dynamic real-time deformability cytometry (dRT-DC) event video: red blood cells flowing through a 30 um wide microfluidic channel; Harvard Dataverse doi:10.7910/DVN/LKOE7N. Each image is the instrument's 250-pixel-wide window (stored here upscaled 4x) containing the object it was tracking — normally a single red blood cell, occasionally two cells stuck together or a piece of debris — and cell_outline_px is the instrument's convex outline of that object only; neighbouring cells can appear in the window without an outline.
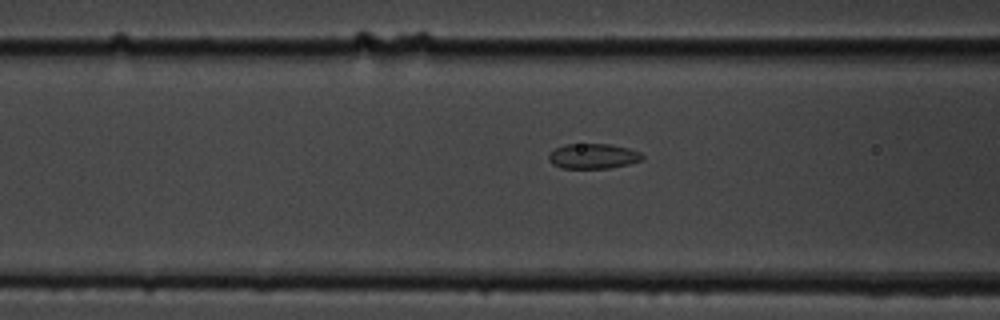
{"species": "common noctule bat (a hibernating species)", "species_latin": "Nyctalus noctula", "temperature_condition": "cold", "stored_images_in_passage": 34, "camera_frame_rate_fps": 3000, "um_per_image_px": 0.085, "animal": {"sex": "male", "body_mass_g": 19.5, "forearm_length_mm": 54.6}, "frame": {"image": 1, "passage_image": 5, "time_ms": 1.333, "image_size_px": [1000, 320], "cell_outline_px": [[644, 160], [628, 164], [608, 168], [560, 168], [552, 164], [548, 160], [548, 156], [556, 148], [564, 144], [612, 144], [628, 148], [640, 152], [644, 156]], "centroid_in_image_um": [50.43, 13.27], "position_along_channel_um": 116.2, "area_um2": 13.76}}
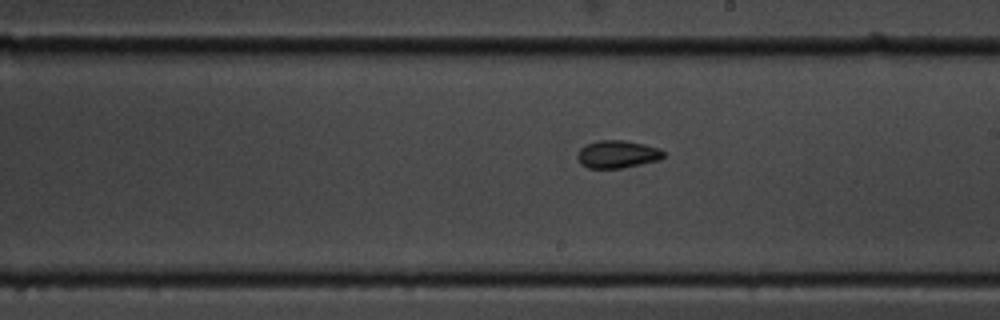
{"frame": {"image": 2, "passage_image": 15, "time_ms": 4.667, "image_size_px": [1000, 320], "cell_outline_px": [[664, 156], [660, 160], [620, 168], [588, 168], [580, 164], [576, 156], [580, 148], [588, 144], [600, 140], [624, 140], [644, 144], [660, 148], [664, 152]], "centroid_in_image_um": [52.47, 13.11], "position_along_channel_um": 236.5, "area_um2": 13.87}}
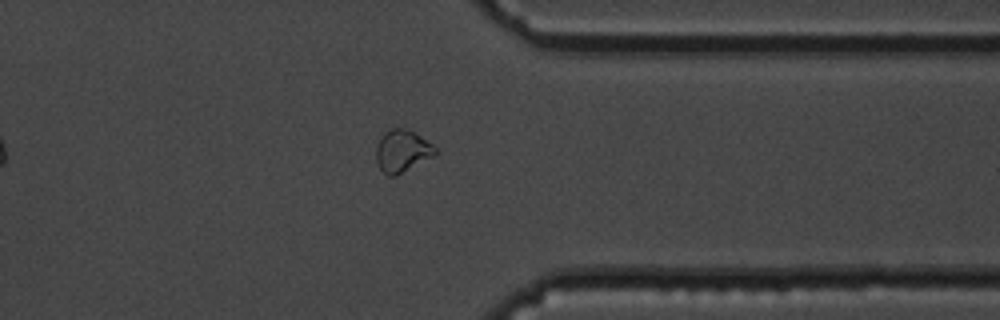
{"frame": {"image": 3, "passage_image": 27, "time_ms": 8.667, "image_size_px": [1000, 320], "cell_outline_px": [[436, 152], [432, 156], [396, 176], [388, 176], [380, 168], [376, 160], [376, 144], [380, 136], [384, 132], [392, 128], [408, 128], [432, 144], [436, 148]], "centroid_in_image_um": [34.14, 12.81], "position_along_channel_um": 377.3, "area_um2": 14.45}}